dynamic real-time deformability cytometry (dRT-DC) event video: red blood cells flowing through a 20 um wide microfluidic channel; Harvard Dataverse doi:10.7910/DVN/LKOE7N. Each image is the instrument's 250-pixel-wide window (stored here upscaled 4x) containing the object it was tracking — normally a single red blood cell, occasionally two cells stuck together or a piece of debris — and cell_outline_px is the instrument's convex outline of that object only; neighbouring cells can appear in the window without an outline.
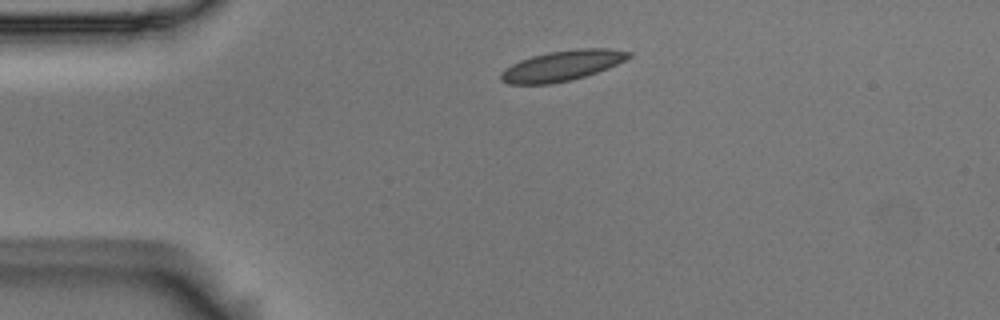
{"species": "Egyptian fruit bat (a non-hibernating species)", "species_latin": "Rousettus aegyptiacus", "temperature_condition": "room temperature", "stored_images_in_passage": 37, "camera_frame_rate_fps": 3000, "um_per_image_px": 0.085, "animal": {"sex": "male"}, "frame": {"image": 1, "passage_image": 1, "time_ms": 0.0, "image_size_px": [1000, 320], "cell_outline_px": [[632, 56], [608, 68], [572, 80], [552, 84], [508, 84], [500, 80], [500, 72], [504, 68], [520, 60], [532, 56], [548, 52], [576, 48], [608, 48], [632, 52]], "centroid_in_image_um": [47.75, 5.58], "position_along_channel_um": 37.2, "area_um2": 22.72}}
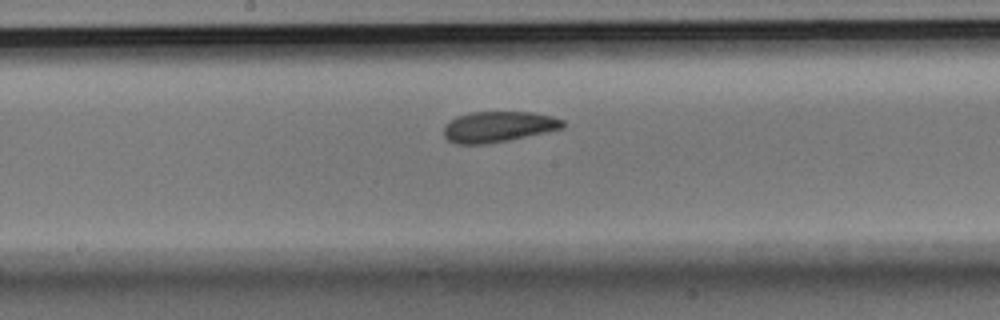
{"frame": {"image": 2, "passage_image": 18, "time_ms": 5.667, "image_size_px": [1000, 320], "cell_outline_px": [[564, 128], [508, 140], [484, 144], [456, 144], [448, 140], [444, 136], [444, 128], [456, 116], [472, 112], [532, 112], [552, 116], [564, 120]], "centroid_in_image_um": [42.37, 10.77], "position_along_channel_um": 205.8, "area_um2": 21.15}}
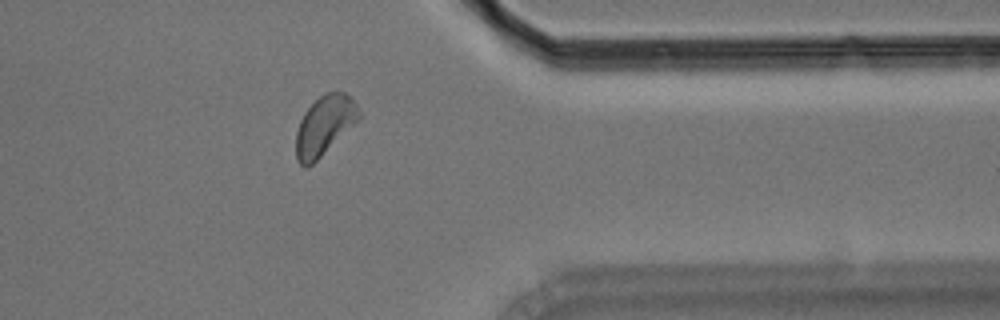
{"frame": {"image": 3, "passage_image": 34, "time_ms": 11.0, "image_size_px": [1000, 320], "cell_outline_px": [[360, 120], [312, 164], [304, 168], [296, 160], [296, 132], [300, 120], [304, 112], [324, 92], [344, 92], [352, 96], [360, 112]], "centroid_in_image_um": [27.59, 10.66], "position_along_channel_um": 383.8, "area_um2": 21.85}, "authors_computed_cell_mechanics": {"area_um2": 21.5594, "velocity_mm_per_s": 3.5568, "shape_relaxation_time_tau1_ms": 6.637, "shape_relaxation_time_tau2_ms": 7.0704, "deformation_change_tau1": 0.112, "deformation_change_tau2": 0.0791}}